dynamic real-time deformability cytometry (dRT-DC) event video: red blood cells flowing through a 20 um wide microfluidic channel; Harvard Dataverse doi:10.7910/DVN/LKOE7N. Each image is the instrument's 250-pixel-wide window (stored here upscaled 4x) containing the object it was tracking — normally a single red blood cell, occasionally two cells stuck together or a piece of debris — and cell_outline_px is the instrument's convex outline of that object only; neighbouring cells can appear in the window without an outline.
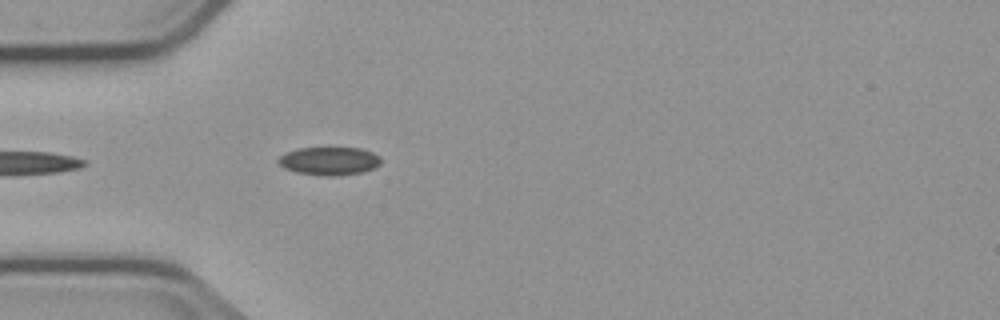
{"species": "common noctule bat (a hibernating species)", "species_latin": "Nyctalus noctula", "temperature_condition": "cold", "stored_images_in_passage": 7, "camera_frame_rate_fps": 3000, "um_per_image_px": 0.085, "animal": {"sex": "male", "body_mass_g": 23.1, "forearm_length_mm": 52.7}, "frame": {"image": 1, "passage_image": 7, "time_ms": 7.333, "image_size_px": [1000, 320], "cell_outline_px": [[380, 164], [372, 168], [360, 172], [332, 176], [328, 176], [296, 172], [284, 168], [276, 160], [280, 156], [288, 152], [300, 148], [360, 148], [372, 152], [380, 156]], "centroid_in_image_um": [27.98, 13.68], "position_along_channel_um": 57.0, "area_um2": 16.53}}